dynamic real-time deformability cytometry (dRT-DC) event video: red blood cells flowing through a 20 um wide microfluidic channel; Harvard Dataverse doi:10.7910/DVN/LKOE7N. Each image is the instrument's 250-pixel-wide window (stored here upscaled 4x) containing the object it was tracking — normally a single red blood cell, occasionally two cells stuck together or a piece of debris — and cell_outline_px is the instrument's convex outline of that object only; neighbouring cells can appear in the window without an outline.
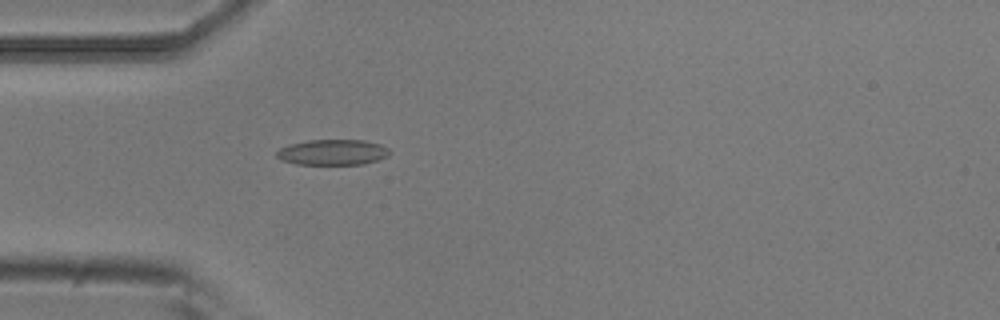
{"species": "common noctule bat (a hibernating species)", "species_latin": "Nyctalus noctula", "temperature_condition": "room temperature", "stored_images_in_passage": 1, "camera_frame_rate_fps": 3000, "um_per_image_px": 0.085, "animal": {"sex": "male", "body_mass_g": 20.5, "forearm_length_mm": 52.5}, "frame": {"image": 1, "passage_image": 1, "time_ms": 0.0, "image_size_px": [1000, 320], "cell_outline_px": [[392, 152], [388, 156], [364, 164], [296, 164], [280, 160], [276, 156], [276, 152], [280, 148], [288, 144], [308, 140], [364, 140], [380, 144], [388, 148]], "centroid_in_image_um": [28.26, 12.94], "position_along_channel_um": 56.7, "area_um2": 16.94}}